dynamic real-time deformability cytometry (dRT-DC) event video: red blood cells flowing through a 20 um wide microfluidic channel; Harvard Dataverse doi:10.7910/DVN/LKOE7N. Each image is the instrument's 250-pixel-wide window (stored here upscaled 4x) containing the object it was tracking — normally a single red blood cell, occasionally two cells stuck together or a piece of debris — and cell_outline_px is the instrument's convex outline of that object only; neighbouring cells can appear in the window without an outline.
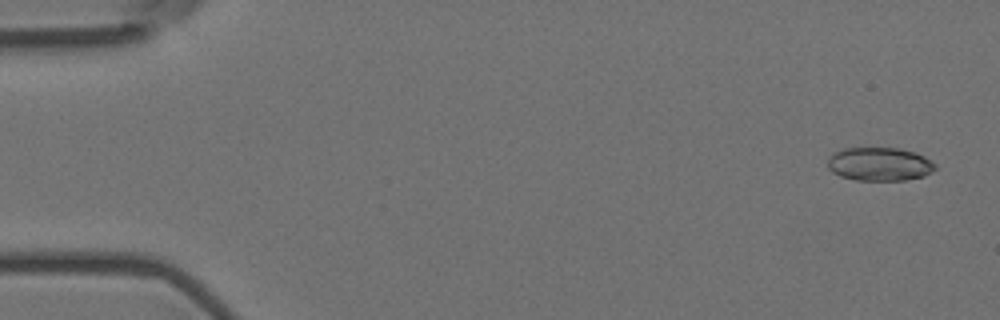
{"species": "Egyptian fruit bat (a non-hibernating species)", "species_latin": "Rousettus aegyptiacus", "temperature_condition": "room temperature", "stored_images_in_passage": 5, "camera_frame_rate_fps": 3000, "um_per_image_px": 0.085, "animal": {"sex": "female"}, "frame": {"image": 1, "passage_image": 1, "time_ms": 0.0, "image_size_px": [1000, 320], "cell_outline_px": [[936, 168], [932, 172], [924, 176], [904, 180], [856, 180], [840, 176], [832, 172], [828, 168], [828, 156], [844, 148], [900, 148], [916, 152], [924, 156], [936, 164]], "centroid_in_image_um": [74.77, 13.95], "position_along_channel_um": 10.2, "area_um2": 21.1}}
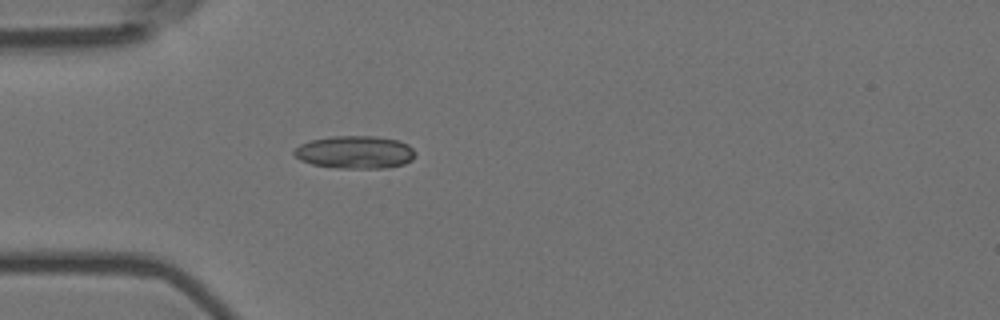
{"frame": {"image": 2, "passage_image": 5, "time_ms": 1.333, "image_size_px": [1000, 320], "cell_outline_px": [[416, 156], [412, 160], [404, 164], [384, 168], [336, 168], [312, 164], [300, 160], [292, 152], [300, 144], [312, 140], [332, 136], [376, 136], [400, 140], [408, 144], [416, 152]], "centroid_in_image_um": [30.21, 12.93], "position_along_channel_um": 54.8, "area_um2": 23.29}}